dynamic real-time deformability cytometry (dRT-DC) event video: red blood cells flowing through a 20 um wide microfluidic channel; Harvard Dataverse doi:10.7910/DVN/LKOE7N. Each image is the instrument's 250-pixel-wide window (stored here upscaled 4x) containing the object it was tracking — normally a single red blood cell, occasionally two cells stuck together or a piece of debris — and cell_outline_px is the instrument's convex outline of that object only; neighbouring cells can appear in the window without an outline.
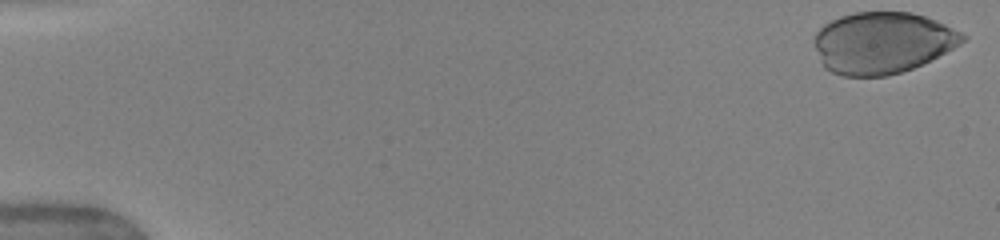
{"species": "human", "species_latin": "Homo sapiens", "temperature_condition": "warm", "stored_images_in_passage": 26, "camera_frame_rate_fps": 3000, "um_per_image_px": 0.085, "donor": {"sex": "female"}, "frame": {"image": 1, "passage_image": 1, "time_ms": 0.0, "image_size_px": [1000, 240], "cell_outline_px": [[968, 36], [960, 44], [912, 68], [888, 76], [844, 76], [832, 72], [824, 68], [820, 60], [812, 40], [816, 32], [824, 24], [840, 16], [856, 12], [912, 12], [936, 20]], "centroid_in_image_um": [74.96, 3.63], "position_along_channel_um": 10.0, "area_um2": 52.89}}
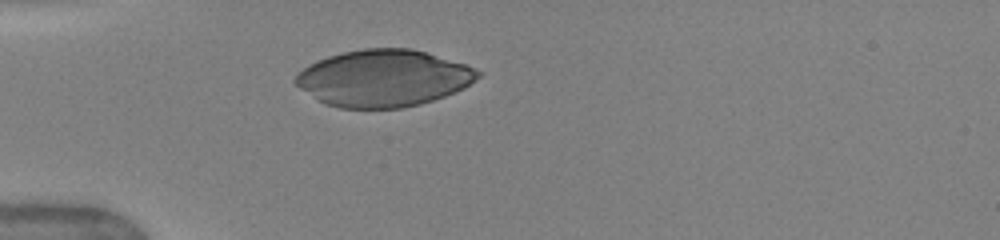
{"frame": {"image": 2, "passage_image": 6, "time_ms": 4.667, "image_size_px": [1000, 240], "cell_outline_px": [[484, 72], [480, 76], [464, 88], [444, 96], [420, 104], [400, 108], [340, 108], [324, 104], [316, 100], [300, 88], [292, 80], [308, 64], [328, 56], [344, 52], [364, 48], [408, 48], [424, 52], [464, 64]], "centroid_in_image_um": [32.57, 6.65], "position_along_channel_um": 52.4, "area_um2": 60.17}}